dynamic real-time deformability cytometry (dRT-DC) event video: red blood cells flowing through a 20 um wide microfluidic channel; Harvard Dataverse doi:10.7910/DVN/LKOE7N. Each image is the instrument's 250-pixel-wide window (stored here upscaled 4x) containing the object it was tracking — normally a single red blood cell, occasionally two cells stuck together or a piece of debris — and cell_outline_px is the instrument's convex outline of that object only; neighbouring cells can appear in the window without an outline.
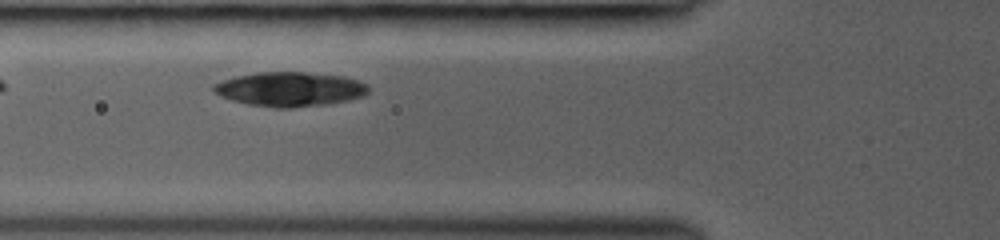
{"species": "common noctule bat (a hibernating species)", "species_latin": "Nyctalus noctula", "temperature_condition": "room temperature", "stored_images_in_passage": 4, "camera_frame_rate_fps": 3000, "um_per_image_px": 0.085, "animal": {"sex": "female", "body_mass_g": 19.0, "forearm_length_mm": 53.3}, "frame": {"image": 1, "passage_image": 3, "time_ms": 1.667, "image_size_px": [1000, 240], "cell_outline_px": [[368, 92], [364, 96], [348, 100], [328, 104], [292, 108], [276, 108], [248, 104], [232, 100], [220, 96], [212, 88], [212, 84], [236, 76], [256, 72], [304, 72], [344, 76], [360, 80], [368, 84]], "centroid_in_image_um": [24.67, 7.58], "position_along_channel_um": 101.1, "area_um2": 31.21}}